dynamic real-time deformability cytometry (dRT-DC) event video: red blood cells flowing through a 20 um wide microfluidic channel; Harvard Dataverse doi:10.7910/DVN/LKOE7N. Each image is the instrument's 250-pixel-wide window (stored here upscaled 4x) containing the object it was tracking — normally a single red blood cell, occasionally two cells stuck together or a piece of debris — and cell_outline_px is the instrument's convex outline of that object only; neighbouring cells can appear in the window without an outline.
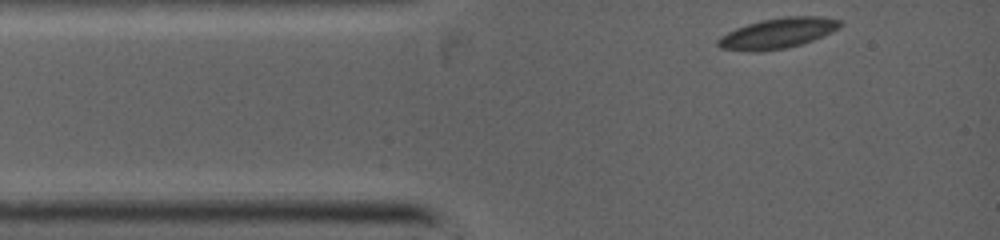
{"species": "common noctule bat (a hibernating species)", "species_latin": "Nyctalus noctula", "temperature_condition": "warm", "stored_images_in_passage": 22, "camera_frame_rate_fps": 5000, "um_per_image_px": 0.085, "animal": {"sex": "female", "body_mass_g": 19.0, "forearm_length_mm": 53.3}, "frame": {"image": 1, "passage_image": 1, "time_ms": 0.0, "image_size_px": [1000, 240], "cell_outline_px": [[844, 24], [840, 28], [832, 32], [812, 40], [788, 48], [756, 52], [752, 52], [720, 48], [716, 44], [716, 40], [720, 36], [736, 28], [760, 20], [784, 16], [820, 16], [840, 20]], "centroid_in_image_um": [66.1, 2.82], "position_along_channel_um": 18.9, "area_um2": 21.79}}
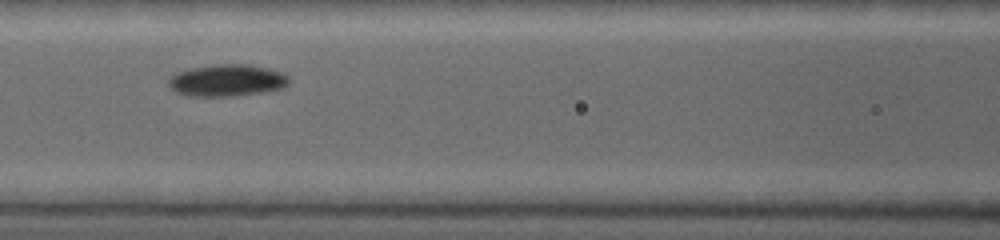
{"frame": {"image": 2, "passage_image": 10, "time_ms": 3.4, "image_size_px": [1000, 240], "cell_outline_px": [[292, 80], [284, 88], [264, 92], [236, 96], [192, 96], [176, 92], [168, 84], [168, 80], [176, 72], [192, 68], [216, 64], [244, 64], [268, 68], [280, 72], [288, 76]], "centroid_in_image_um": [19.33, 6.84], "position_along_channel_um": 147.3, "area_um2": 22.43}}
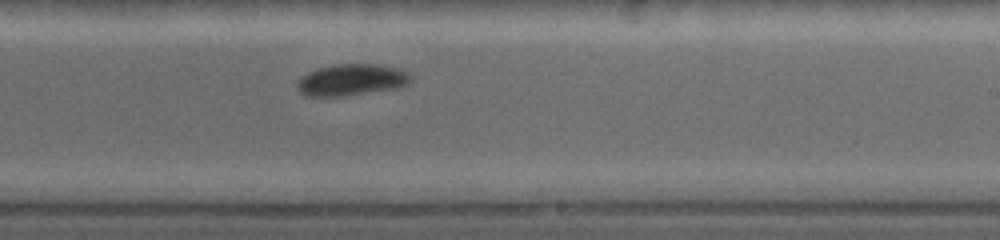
{"frame": {"image": 3, "passage_image": 22, "time_ms": 5.8, "image_size_px": [1000, 240], "cell_outline_px": [[412, 80], [408, 84], [400, 88], [344, 96], [304, 96], [296, 88], [296, 84], [308, 72], [332, 64], [376, 64], [400, 68], [408, 72], [412, 76]], "centroid_in_image_um": [29.93, 6.79], "position_along_channel_um": 259.1, "area_um2": 21.1}}